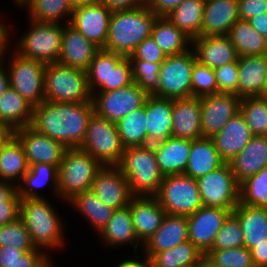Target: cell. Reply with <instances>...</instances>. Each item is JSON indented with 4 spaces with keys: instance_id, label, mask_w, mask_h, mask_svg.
<instances>
[{
    "instance_id": "cell-69",
    "label": "cell",
    "mask_w": 267,
    "mask_h": 267,
    "mask_svg": "<svg viewBox=\"0 0 267 267\" xmlns=\"http://www.w3.org/2000/svg\"><path fill=\"white\" fill-rule=\"evenodd\" d=\"M28 0H15L14 2H16L17 6L19 7H23V5L27 2ZM19 4V5H18Z\"/></svg>"
},
{
    "instance_id": "cell-58",
    "label": "cell",
    "mask_w": 267,
    "mask_h": 267,
    "mask_svg": "<svg viewBox=\"0 0 267 267\" xmlns=\"http://www.w3.org/2000/svg\"><path fill=\"white\" fill-rule=\"evenodd\" d=\"M106 5L112 12L131 10L146 4V0H99Z\"/></svg>"
},
{
    "instance_id": "cell-49",
    "label": "cell",
    "mask_w": 267,
    "mask_h": 267,
    "mask_svg": "<svg viewBox=\"0 0 267 267\" xmlns=\"http://www.w3.org/2000/svg\"><path fill=\"white\" fill-rule=\"evenodd\" d=\"M206 255L221 267H255L251 251L244 247L210 249Z\"/></svg>"
},
{
    "instance_id": "cell-55",
    "label": "cell",
    "mask_w": 267,
    "mask_h": 267,
    "mask_svg": "<svg viewBox=\"0 0 267 267\" xmlns=\"http://www.w3.org/2000/svg\"><path fill=\"white\" fill-rule=\"evenodd\" d=\"M267 12V0H238L239 19H248Z\"/></svg>"
},
{
    "instance_id": "cell-17",
    "label": "cell",
    "mask_w": 267,
    "mask_h": 267,
    "mask_svg": "<svg viewBox=\"0 0 267 267\" xmlns=\"http://www.w3.org/2000/svg\"><path fill=\"white\" fill-rule=\"evenodd\" d=\"M231 213L228 209L200 207L194 214L187 216L189 240L206 254Z\"/></svg>"
},
{
    "instance_id": "cell-8",
    "label": "cell",
    "mask_w": 267,
    "mask_h": 267,
    "mask_svg": "<svg viewBox=\"0 0 267 267\" xmlns=\"http://www.w3.org/2000/svg\"><path fill=\"white\" fill-rule=\"evenodd\" d=\"M87 79L91 94L126 87L133 83L130 59L100 49L90 63Z\"/></svg>"
},
{
    "instance_id": "cell-53",
    "label": "cell",
    "mask_w": 267,
    "mask_h": 267,
    "mask_svg": "<svg viewBox=\"0 0 267 267\" xmlns=\"http://www.w3.org/2000/svg\"><path fill=\"white\" fill-rule=\"evenodd\" d=\"M47 253L37 248L25 251L19 259L10 263H0V267H54Z\"/></svg>"
},
{
    "instance_id": "cell-32",
    "label": "cell",
    "mask_w": 267,
    "mask_h": 267,
    "mask_svg": "<svg viewBox=\"0 0 267 267\" xmlns=\"http://www.w3.org/2000/svg\"><path fill=\"white\" fill-rule=\"evenodd\" d=\"M224 163L212 139L202 137L191 141L189 160L184 174L193 179H198L218 169Z\"/></svg>"
},
{
    "instance_id": "cell-65",
    "label": "cell",
    "mask_w": 267,
    "mask_h": 267,
    "mask_svg": "<svg viewBox=\"0 0 267 267\" xmlns=\"http://www.w3.org/2000/svg\"><path fill=\"white\" fill-rule=\"evenodd\" d=\"M196 267H221L220 265H217L212 259H210L206 254H204L199 264Z\"/></svg>"
},
{
    "instance_id": "cell-68",
    "label": "cell",
    "mask_w": 267,
    "mask_h": 267,
    "mask_svg": "<svg viewBox=\"0 0 267 267\" xmlns=\"http://www.w3.org/2000/svg\"><path fill=\"white\" fill-rule=\"evenodd\" d=\"M258 97L267 100V77L265 79V84H264L263 90H262L261 94Z\"/></svg>"
},
{
    "instance_id": "cell-67",
    "label": "cell",
    "mask_w": 267,
    "mask_h": 267,
    "mask_svg": "<svg viewBox=\"0 0 267 267\" xmlns=\"http://www.w3.org/2000/svg\"><path fill=\"white\" fill-rule=\"evenodd\" d=\"M5 41V24L0 21V47Z\"/></svg>"
},
{
    "instance_id": "cell-5",
    "label": "cell",
    "mask_w": 267,
    "mask_h": 267,
    "mask_svg": "<svg viewBox=\"0 0 267 267\" xmlns=\"http://www.w3.org/2000/svg\"><path fill=\"white\" fill-rule=\"evenodd\" d=\"M102 168L103 165L89 153L79 148L67 149L58 166V197L68 203L77 194L89 191Z\"/></svg>"
},
{
    "instance_id": "cell-31",
    "label": "cell",
    "mask_w": 267,
    "mask_h": 267,
    "mask_svg": "<svg viewBox=\"0 0 267 267\" xmlns=\"http://www.w3.org/2000/svg\"><path fill=\"white\" fill-rule=\"evenodd\" d=\"M232 214L239 220L246 248L251 250L267 240V207L238 203Z\"/></svg>"
},
{
    "instance_id": "cell-20",
    "label": "cell",
    "mask_w": 267,
    "mask_h": 267,
    "mask_svg": "<svg viewBox=\"0 0 267 267\" xmlns=\"http://www.w3.org/2000/svg\"><path fill=\"white\" fill-rule=\"evenodd\" d=\"M187 240V216L166 214L158 230L143 243L144 258L150 260L156 253L172 249Z\"/></svg>"
},
{
    "instance_id": "cell-14",
    "label": "cell",
    "mask_w": 267,
    "mask_h": 267,
    "mask_svg": "<svg viewBox=\"0 0 267 267\" xmlns=\"http://www.w3.org/2000/svg\"><path fill=\"white\" fill-rule=\"evenodd\" d=\"M148 94L134 82L126 87L107 92H94V112L110 122L117 123L129 113L141 108Z\"/></svg>"
},
{
    "instance_id": "cell-9",
    "label": "cell",
    "mask_w": 267,
    "mask_h": 267,
    "mask_svg": "<svg viewBox=\"0 0 267 267\" xmlns=\"http://www.w3.org/2000/svg\"><path fill=\"white\" fill-rule=\"evenodd\" d=\"M79 149L89 153L103 166H117L125 147L122 145L116 123L110 122L94 112Z\"/></svg>"
},
{
    "instance_id": "cell-43",
    "label": "cell",
    "mask_w": 267,
    "mask_h": 267,
    "mask_svg": "<svg viewBox=\"0 0 267 267\" xmlns=\"http://www.w3.org/2000/svg\"><path fill=\"white\" fill-rule=\"evenodd\" d=\"M146 124L147 118L144 103L141 108L134 110L116 123L122 145L125 148L147 145Z\"/></svg>"
},
{
    "instance_id": "cell-45",
    "label": "cell",
    "mask_w": 267,
    "mask_h": 267,
    "mask_svg": "<svg viewBox=\"0 0 267 267\" xmlns=\"http://www.w3.org/2000/svg\"><path fill=\"white\" fill-rule=\"evenodd\" d=\"M239 203L267 207V166L239 184Z\"/></svg>"
},
{
    "instance_id": "cell-11",
    "label": "cell",
    "mask_w": 267,
    "mask_h": 267,
    "mask_svg": "<svg viewBox=\"0 0 267 267\" xmlns=\"http://www.w3.org/2000/svg\"><path fill=\"white\" fill-rule=\"evenodd\" d=\"M195 61L192 48L181 54L167 56L161 65L158 87L151 95L173 100L191 97Z\"/></svg>"
},
{
    "instance_id": "cell-21",
    "label": "cell",
    "mask_w": 267,
    "mask_h": 267,
    "mask_svg": "<svg viewBox=\"0 0 267 267\" xmlns=\"http://www.w3.org/2000/svg\"><path fill=\"white\" fill-rule=\"evenodd\" d=\"M129 208L137 238L143 245L161 226L166 212L155 196H134Z\"/></svg>"
},
{
    "instance_id": "cell-29",
    "label": "cell",
    "mask_w": 267,
    "mask_h": 267,
    "mask_svg": "<svg viewBox=\"0 0 267 267\" xmlns=\"http://www.w3.org/2000/svg\"><path fill=\"white\" fill-rule=\"evenodd\" d=\"M152 146L159 169L164 176L184 174L191 150L190 140L172 136Z\"/></svg>"
},
{
    "instance_id": "cell-39",
    "label": "cell",
    "mask_w": 267,
    "mask_h": 267,
    "mask_svg": "<svg viewBox=\"0 0 267 267\" xmlns=\"http://www.w3.org/2000/svg\"><path fill=\"white\" fill-rule=\"evenodd\" d=\"M68 202L87 218L97 233L110 221L116 210L104 204L91 190L77 194Z\"/></svg>"
},
{
    "instance_id": "cell-42",
    "label": "cell",
    "mask_w": 267,
    "mask_h": 267,
    "mask_svg": "<svg viewBox=\"0 0 267 267\" xmlns=\"http://www.w3.org/2000/svg\"><path fill=\"white\" fill-rule=\"evenodd\" d=\"M23 7L29 9V19L38 22L61 23L66 19L69 24L73 11L68 0H28Z\"/></svg>"
},
{
    "instance_id": "cell-12",
    "label": "cell",
    "mask_w": 267,
    "mask_h": 267,
    "mask_svg": "<svg viewBox=\"0 0 267 267\" xmlns=\"http://www.w3.org/2000/svg\"><path fill=\"white\" fill-rule=\"evenodd\" d=\"M13 53L7 68L10 87L15 89L33 107L38 106L45 100L44 71L46 64L21 56L15 51Z\"/></svg>"
},
{
    "instance_id": "cell-61",
    "label": "cell",
    "mask_w": 267,
    "mask_h": 267,
    "mask_svg": "<svg viewBox=\"0 0 267 267\" xmlns=\"http://www.w3.org/2000/svg\"><path fill=\"white\" fill-rule=\"evenodd\" d=\"M247 21L260 35L267 34V12L256 15Z\"/></svg>"
},
{
    "instance_id": "cell-13",
    "label": "cell",
    "mask_w": 267,
    "mask_h": 267,
    "mask_svg": "<svg viewBox=\"0 0 267 267\" xmlns=\"http://www.w3.org/2000/svg\"><path fill=\"white\" fill-rule=\"evenodd\" d=\"M203 206L228 209L231 212L239 203V183L229 163L196 179Z\"/></svg>"
},
{
    "instance_id": "cell-16",
    "label": "cell",
    "mask_w": 267,
    "mask_h": 267,
    "mask_svg": "<svg viewBox=\"0 0 267 267\" xmlns=\"http://www.w3.org/2000/svg\"><path fill=\"white\" fill-rule=\"evenodd\" d=\"M241 98L234 94L218 93L200 97L202 137L212 138L239 113Z\"/></svg>"
},
{
    "instance_id": "cell-34",
    "label": "cell",
    "mask_w": 267,
    "mask_h": 267,
    "mask_svg": "<svg viewBox=\"0 0 267 267\" xmlns=\"http://www.w3.org/2000/svg\"><path fill=\"white\" fill-rule=\"evenodd\" d=\"M151 37L166 56L184 53L192 47V39L179 30L166 16L156 18Z\"/></svg>"
},
{
    "instance_id": "cell-25",
    "label": "cell",
    "mask_w": 267,
    "mask_h": 267,
    "mask_svg": "<svg viewBox=\"0 0 267 267\" xmlns=\"http://www.w3.org/2000/svg\"><path fill=\"white\" fill-rule=\"evenodd\" d=\"M172 119L173 137L190 141L202 138L200 98L174 99Z\"/></svg>"
},
{
    "instance_id": "cell-66",
    "label": "cell",
    "mask_w": 267,
    "mask_h": 267,
    "mask_svg": "<svg viewBox=\"0 0 267 267\" xmlns=\"http://www.w3.org/2000/svg\"><path fill=\"white\" fill-rule=\"evenodd\" d=\"M72 8H76L89 3H96L99 0H68Z\"/></svg>"
},
{
    "instance_id": "cell-60",
    "label": "cell",
    "mask_w": 267,
    "mask_h": 267,
    "mask_svg": "<svg viewBox=\"0 0 267 267\" xmlns=\"http://www.w3.org/2000/svg\"><path fill=\"white\" fill-rule=\"evenodd\" d=\"M25 251L23 249H18L16 247L5 246L0 247V263H10L22 255Z\"/></svg>"
},
{
    "instance_id": "cell-57",
    "label": "cell",
    "mask_w": 267,
    "mask_h": 267,
    "mask_svg": "<svg viewBox=\"0 0 267 267\" xmlns=\"http://www.w3.org/2000/svg\"><path fill=\"white\" fill-rule=\"evenodd\" d=\"M184 0H146L147 7L157 16H166Z\"/></svg>"
},
{
    "instance_id": "cell-26",
    "label": "cell",
    "mask_w": 267,
    "mask_h": 267,
    "mask_svg": "<svg viewBox=\"0 0 267 267\" xmlns=\"http://www.w3.org/2000/svg\"><path fill=\"white\" fill-rule=\"evenodd\" d=\"M173 99L148 95L145 100L147 145L172 137Z\"/></svg>"
},
{
    "instance_id": "cell-33",
    "label": "cell",
    "mask_w": 267,
    "mask_h": 267,
    "mask_svg": "<svg viewBox=\"0 0 267 267\" xmlns=\"http://www.w3.org/2000/svg\"><path fill=\"white\" fill-rule=\"evenodd\" d=\"M99 233V236L108 246L117 247V245H123L124 243L127 245L129 243L130 246L133 245L135 252L139 248L138 246H141L133 226L129 206L116 209L110 221Z\"/></svg>"
},
{
    "instance_id": "cell-23",
    "label": "cell",
    "mask_w": 267,
    "mask_h": 267,
    "mask_svg": "<svg viewBox=\"0 0 267 267\" xmlns=\"http://www.w3.org/2000/svg\"><path fill=\"white\" fill-rule=\"evenodd\" d=\"M100 50L69 24L64 26L61 53L58 63L87 71L91 61Z\"/></svg>"
},
{
    "instance_id": "cell-41",
    "label": "cell",
    "mask_w": 267,
    "mask_h": 267,
    "mask_svg": "<svg viewBox=\"0 0 267 267\" xmlns=\"http://www.w3.org/2000/svg\"><path fill=\"white\" fill-rule=\"evenodd\" d=\"M204 255L190 240L156 253L150 261L156 267H196Z\"/></svg>"
},
{
    "instance_id": "cell-7",
    "label": "cell",
    "mask_w": 267,
    "mask_h": 267,
    "mask_svg": "<svg viewBox=\"0 0 267 267\" xmlns=\"http://www.w3.org/2000/svg\"><path fill=\"white\" fill-rule=\"evenodd\" d=\"M30 24V30L18 38L15 52L44 64L58 62L66 23L61 25L56 22H38L30 19Z\"/></svg>"
},
{
    "instance_id": "cell-54",
    "label": "cell",
    "mask_w": 267,
    "mask_h": 267,
    "mask_svg": "<svg viewBox=\"0 0 267 267\" xmlns=\"http://www.w3.org/2000/svg\"><path fill=\"white\" fill-rule=\"evenodd\" d=\"M21 198L17 190L0 204V227L19 218Z\"/></svg>"
},
{
    "instance_id": "cell-10",
    "label": "cell",
    "mask_w": 267,
    "mask_h": 267,
    "mask_svg": "<svg viewBox=\"0 0 267 267\" xmlns=\"http://www.w3.org/2000/svg\"><path fill=\"white\" fill-rule=\"evenodd\" d=\"M155 197L169 215L189 216L203 206L196 179L185 174L164 176Z\"/></svg>"
},
{
    "instance_id": "cell-2",
    "label": "cell",
    "mask_w": 267,
    "mask_h": 267,
    "mask_svg": "<svg viewBox=\"0 0 267 267\" xmlns=\"http://www.w3.org/2000/svg\"><path fill=\"white\" fill-rule=\"evenodd\" d=\"M157 17L146 4L131 10L112 12L103 49L129 57L145 38L151 36Z\"/></svg>"
},
{
    "instance_id": "cell-35",
    "label": "cell",
    "mask_w": 267,
    "mask_h": 267,
    "mask_svg": "<svg viewBox=\"0 0 267 267\" xmlns=\"http://www.w3.org/2000/svg\"><path fill=\"white\" fill-rule=\"evenodd\" d=\"M58 168L55 165L38 163L29 165V170L24 174L22 183L16 185L17 193L21 199L25 198H44L36 191L43 188L49 182L53 192L58 196ZM35 189V190H34ZM42 196V197H41Z\"/></svg>"
},
{
    "instance_id": "cell-15",
    "label": "cell",
    "mask_w": 267,
    "mask_h": 267,
    "mask_svg": "<svg viewBox=\"0 0 267 267\" xmlns=\"http://www.w3.org/2000/svg\"><path fill=\"white\" fill-rule=\"evenodd\" d=\"M112 11L101 2L73 8L69 25L103 49L108 37Z\"/></svg>"
},
{
    "instance_id": "cell-27",
    "label": "cell",
    "mask_w": 267,
    "mask_h": 267,
    "mask_svg": "<svg viewBox=\"0 0 267 267\" xmlns=\"http://www.w3.org/2000/svg\"><path fill=\"white\" fill-rule=\"evenodd\" d=\"M252 137L244 117L239 112L211 139L220 158L228 163L242 151Z\"/></svg>"
},
{
    "instance_id": "cell-44",
    "label": "cell",
    "mask_w": 267,
    "mask_h": 267,
    "mask_svg": "<svg viewBox=\"0 0 267 267\" xmlns=\"http://www.w3.org/2000/svg\"><path fill=\"white\" fill-rule=\"evenodd\" d=\"M239 112L244 117L253 136H267V100L256 97H243Z\"/></svg>"
},
{
    "instance_id": "cell-47",
    "label": "cell",
    "mask_w": 267,
    "mask_h": 267,
    "mask_svg": "<svg viewBox=\"0 0 267 267\" xmlns=\"http://www.w3.org/2000/svg\"><path fill=\"white\" fill-rule=\"evenodd\" d=\"M133 82L151 95L158 87L162 63H149L145 60L130 59Z\"/></svg>"
},
{
    "instance_id": "cell-64",
    "label": "cell",
    "mask_w": 267,
    "mask_h": 267,
    "mask_svg": "<svg viewBox=\"0 0 267 267\" xmlns=\"http://www.w3.org/2000/svg\"><path fill=\"white\" fill-rule=\"evenodd\" d=\"M145 260V258L139 260V257L136 256V258L126 259L120 262L116 267H145Z\"/></svg>"
},
{
    "instance_id": "cell-48",
    "label": "cell",
    "mask_w": 267,
    "mask_h": 267,
    "mask_svg": "<svg viewBox=\"0 0 267 267\" xmlns=\"http://www.w3.org/2000/svg\"><path fill=\"white\" fill-rule=\"evenodd\" d=\"M218 94V87L214 70L206 65L194 62L191 79V97Z\"/></svg>"
},
{
    "instance_id": "cell-3",
    "label": "cell",
    "mask_w": 267,
    "mask_h": 267,
    "mask_svg": "<svg viewBox=\"0 0 267 267\" xmlns=\"http://www.w3.org/2000/svg\"><path fill=\"white\" fill-rule=\"evenodd\" d=\"M50 204L45 198L21 199L19 213L35 247L47 251L63 247L65 240L64 225Z\"/></svg>"
},
{
    "instance_id": "cell-4",
    "label": "cell",
    "mask_w": 267,
    "mask_h": 267,
    "mask_svg": "<svg viewBox=\"0 0 267 267\" xmlns=\"http://www.w3.org/2000/svg\"><path fill=\"white\" fill-rule=\"evenodd\" d=\"M117 167L134 196H155L163 181L152 145L126 147Z\"/></svg>"
},
{
    "instance_id": "cell-28",
    "label": "cell",
    "mask_w": 267,
    "mask_h": 267,
    "mask_svg": "<svg viewBox=\"0 0 267 267\" xmlns=\"http://www.w3.org/2000/svg\"><path fill=\"white\" fill-rule=\"evenodd\" d=\"M228 163L239 184L247 177L257 174L267 166V136H253Z\"/></svg>"
},
{
    "instance_id": "cell-56",
    "label": "cell",
    "mask_w": 267,
    "mask_h": 267,
    "mask_svg": "<svg viewBox=\"0 0 267 267\" xmlns=\"http://www.w3.org/2000/svg\"><path fill=\"white\" fill-rule=\"evenodd\" d=\"M10 30L5 26V41L2 43L0 47V97L4 94V92L10 87V82H9V73L7 70V67L4 66L6 57L5 55L7 54L6 52L7 48L10 45ZM9 40V41H8ZM5 67V68H4Z\"/></svg>"
},
{
    "instance_id": "cell-22",
    "label": "cell",
    "mask_w": 267,
    "mask_h": 267,
    "mask_svg": "<svg viewBox=\"0 0 267 267\" xmlns=\"http://www.w3.org/2000/svg\"><path fill=\"white\" fill-rule=\"evenodd\" d=\"M196 61L212 69L238 60V54L228 35L200 36L191 45Z\"/></svg>"
},
{
    "instance_id": "cell-46",
    "label": "cell",
    "mask_w": 267,
    "mask_h": 267,
    "mask_svg": "<svg viewBox=\"0 0 267 267\" xmlns=\"http://www.w3.org/2000/svg\"><path fill=\"white\" fill-rule=\"evenodd\" d=\"M5 246L16 247L24 251L37 249L20 217L0 227V247Z\"/></svg>"
},
{
    "instance_id": "cell-37",
    "label": "cell",
    "mask_w": 267,
    "mask_h": 267,
    "mask_svg": "<svg viewBox=\"0 0 267 267\" xmlns=\"http://www.w3.org/2000/svg\"><path fill=\"white\" fill-rule=\"evenodd\" d=\"M28 170L29 164L23 146L14 136L0 147V180L16 186Z\"/></svg>"
},
{
    "instance_id": "cell-51",
    "label": "cell",
    "mask_w": 267,
    "mask_h": 267,
    "mask_svg": "<svg viewBox=\"0 0 267 267\" xmlns=\"http://www.w3.org/2000/svg\"><path fill=\"white\" fill-rule=\"evenodd\" d=\"M213 70L216 76L218 93L238 96V60Z\"/></svg>"
},
{
    "instance_id": "cell-63",
    "label": "cell",
    "mask_w": 267,
    "mask_h": 267,
    "mask_svg": "<svg viewBox=\"0 0 267 267\" xmlns=\"http://www.w3.org/2000/svg\"><path fill=\"white\" fill-rule=\"evenodd\" d=\"M12 137H14V130L5 122L0 121V147L5 145Z\"/></svg>"
},
{
    "instance_id": "cell-30",
    "label": "cell",
    "mask_w": 267,
    "mask_h": 267,
    "mask_svg": "<svg viewBox=\"0 0 267 267\" xmlns=\"http://www.w3.org/2000/svg\"><path fill=\"white\" fill-rule=\"evenodd\" d=\"M238 74V96H259L267 77V55L238 57Z\"/></svg>"
},
{
    "instance_id": "cell-52",
    "label": "cell",
    "mask_w": 267,
    "mask_h": 267,
    "mask_svg": "<svg viewBox=\"0 0 267 267\" xmlns=\"http://www.w3.org/2000/svg\"><path fill=\"white\" fill-rule=\"evenodd\" d=\"M129 59L145 60L149 63H163L167 58L163 50L158 46L155 40L150 36L145 38L128 57Z\"/></svg>"
},
{
    "instance_id": "cell-59",
    "label": "cell",
    "mask_w": 267,
    "mask_h": 267,
    "mask_svg": "<svg viewBox=\"0 0 267 267\" xmlns=\"http://www.w3.org/2000/svg\"><path fill=\"white\" fill-rule=\"evenodd\" d=\"M250 251L255 267H267V240L253 247Z\"/></svg>"
},
{
    "instance_id": "cell-38",
    "label": "cell",
    "mask_w": 267,
    "mask_h": 267,
    "mask_svg": "<svg viewBox=\"0 0 267 267\" xmlns=\"http://www.w3.org/2000/svg\"><path fill=\"white\" fill-rule=\"evenodd\" d=\"M205 0H184L166 17L191 39L201 36Z\"/></svg>"
},
{
    "instance_id": "cell-1",
    "label": "cell",
    "mask_w": 267,
    "mask_h": 267,
    "mask_svg": "<svg viewBox=\"0 0 267 267\" xmlns=\"http://www.w3.org/2000/svg\"><path fill=\"white\" fill-rule=\"evenodd\" d=\"M93 113V102L63 103L44 100L33 107L30 126L68 149L79 148Z\"/></svg>"
},
{
    "instance_id": "cell-70",
    "label": "cell",
    "mask_w": 267,
    "mask_h": 267,
    "mask_svg": "<svg viewBox=\"0 0 267 267\" xmlns=\"http://www.w3.org/2000/svg\"><path fill=\"white\" fill-rule=\"evenodd\" d=\"M145 267H156L150 260H145Z\"/></svg>"
},
{
    "instance_id": "cell-62",
    "label": "cell",
    "mask_w": 267,
    "mask_h": 267,
    "mask_svg": "<svg viewBox=\"0 0 267 267\" xmlns=\"http://www.w3.org/2000/svg\"><path fill=\"white\" fill-rule=\"evenodd\" d=\"M16 190L14 184L0 180V204L6 201Z\"/></svg>"
},
{
    "instance_id": "cell-36",
    "label": "cell",
    "mask_w": 267,
    "mask_h": 267,
    "mask_svg": "<svg viewBox=\"0 0 267 267\" xmlns=\"http://www.w3.org/2000/svg\"><path fill=\"white\" fill-rule=\"evenodd\" d=\"M33 118V106L18 92L9 87L0 97V121L13 130L30 126Z\"/></svg>"
},
{
    "instance_id": "cell-18",
    "label": "cell",
    "mask_w": 267,
    "mask_h": 267,
    "mask_svg": "<svg viewBox=\"0 0 267 267\" xmlns=\"http://www.w3.org/2000/svg\"><path fill=\"white\" fill-rule=\"evenodd\" d=\"M14 136L23 146L29 165L46 163L58 168L68 149L56 140L38 133L31 126L14 130Z\"/></svg>"
},
{
    "instance_id": "cell-50",
    "label": "cell",
    "mask_w": 267,
    "mask_h": 267,
    "mask_svg": "<svg viewBox=\"0 0 267 267\" xmlns=\"http://www.w3.org/2000/svg\"><path fill=\"white\" fill-rule=\"evenodd\" d=\"M244 247L243 232L239 220L231 213L217 233L211 249Z\"/></svg>"
},
{
    "instance_id": "cell-19",
    "label": "cell",
    "mask_w": 267,
    "mask_h": 267,
    "mask_svg": "<svg viewBox=\"0 0 267 267\" xmlns=\"http://www.w3.org/2000/svg\"><path fill=\"white\" fill-rule=\"evenodd\" d=\"M101 201L114 209L129 206L134 195L127 179L117 166H103L90 189Z\"/></svg>"
},
{
    "instance_id": "cell-71",
    "label": "cell",
    "mask_w": 267,
    "mask_h": 267,
    "mask_svg": "<svg viewBox=\"0 0 267 267\" xmlns=\"http://www.w3.org/2000/svg\"><path fill=\"white\" fill-rule=\"evenodd\" d=\"M264 39H265L266 55H267V34L264 36Z\"/></svg>"
},
{
    "instance_id": "cell-24",
    "label": "cell",
    "mask_w": 267,
    "mask_h": 267,
    "mask_svg": "<svg viewBox=\"0 0 267 267\" xmlns=\"http://www.w3.org/2000/svg\"><path fill=\"white\" fill-rule=\"evenodd\" d=\"M238 20V0H205L201 36L228 35Z\"/></svg>"
},
{
    "instance_id": "cell-40",
    "label": "cell",
    "mask_w": 267,
    "mask_h": 267,
    "mask_svg": "<svg viewBox=\"0 0 267 267\" xmlns=\"http://www.w3.org/2000/svg\"><path fill=\"white\" fill-rule=\"evenodd\" d=\"M228 36L239 57L266 55L264 36L254 30L248 21L238 20Z\"/></svg>"
},
{
    "instance_id": "cell-6",
    "label": "cell",
    "mask_w": 267,
    "mask_h": 267,
    "mask_svg": "<svg viewBox=\"0 0 267 267\" xmlns=\"http://www.w3.org/2000/svg\"><path fill=\"white\" fill-rule=\"evenodd\" d=\"M45 100L63 103L92 102L87 71L62 65L46 64L44 71Z\"/></svg>"
}]
</instances>
